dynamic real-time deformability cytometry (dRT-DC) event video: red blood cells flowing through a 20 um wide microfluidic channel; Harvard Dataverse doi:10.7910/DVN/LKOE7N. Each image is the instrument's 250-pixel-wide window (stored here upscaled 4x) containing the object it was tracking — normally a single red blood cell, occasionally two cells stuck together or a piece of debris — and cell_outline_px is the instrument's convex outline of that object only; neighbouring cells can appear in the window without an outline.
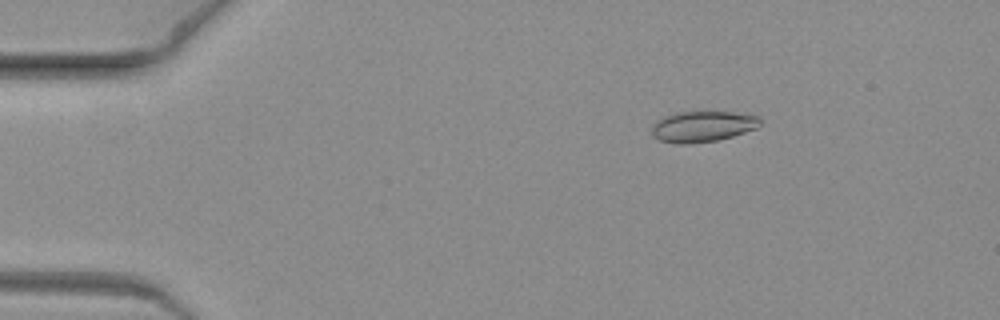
{"species": "common noctule bat (a hibernating species)", "species_latin": "Nyctalus noctula", "temperature_condition": "warm", "stored_images_in_passage": 7, "camera_frame_rate_fps": 3000, "um_per_image_px": 0.085, "animal": {"sex": "female", "body_mass_g": 19.3, "forearm_length_mm": 54.1}, "frame": {"image": 1, "passage_image": 2, "time_ms": 0.333, "image_size_px": [1000, 320], "cell_outline_px": [[764, 120], [756, 128], [732, 136], [716, 140], [688, 144], [676, 144], [660, 140], [652, 136], [652, 124], [656, 120], [664, 116], [676, 112], [732, 112], [760, 116]], "centroid_in_image_um": [59.71, 10.74], "position_along_channel_um": 25.3, "area_um2": 19.59}}
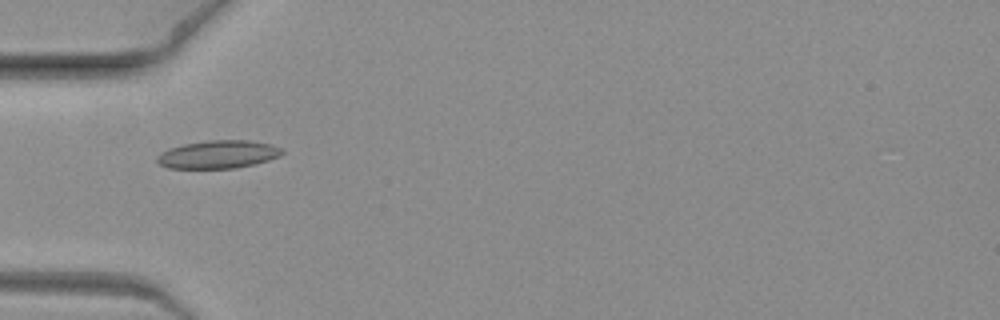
{"frame": {"image": 2, "passage_image": 6, "time_ms": 1.667, "image_size_px": [1000, 320], "cell_outline_px": [[284, 152], [280, 156], [256, 164], [236, 168], [168, 168], [160, 164], [156, 160], [156, 156], [160, 152], [184, 144], [208, 140], [248, 140], [272, 144], [284, 148]], "centroid_in_image_um": [18.59, 13.12], "position_along_channel_um": 66.4, "area_um2": 20.52}}